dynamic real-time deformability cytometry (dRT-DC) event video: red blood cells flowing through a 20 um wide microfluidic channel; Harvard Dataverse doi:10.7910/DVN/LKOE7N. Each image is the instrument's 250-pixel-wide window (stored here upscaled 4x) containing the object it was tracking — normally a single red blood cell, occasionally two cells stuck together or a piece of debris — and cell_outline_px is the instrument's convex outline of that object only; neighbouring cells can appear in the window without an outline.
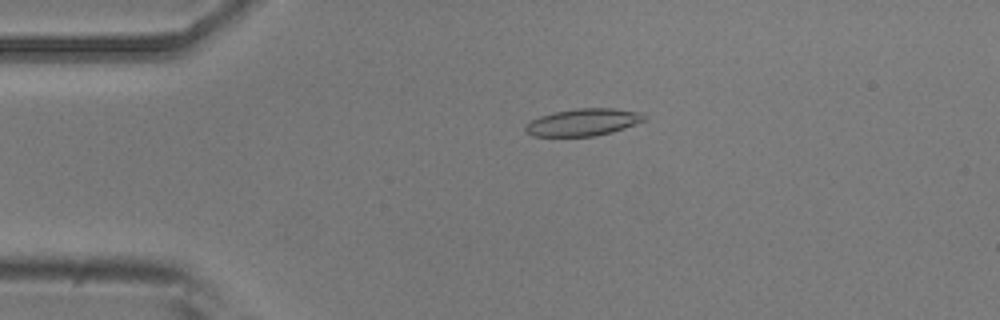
{"species": "common noctule bat (a hibernating species)", "species_latin": "Nyctalus noctula", "temperature_condition": "room temperature", "stored_images_in_passage": 5, "camera_frame_rate_fps": 3000, "um_per_image_px": 0.085, "animal": {"sex": "male", "body_mass_g": 20.5, "forearm_length_mm": 52.5}, "frame": {"image": 1, "passage_image": 4, "time_ms": 3.333, "image_size_px": [1000, 320], "cell_outline_px": [[648, 120], [612, 132], [596, 136], [532, 136], [524, 132], [524, 124], [540, 116], [552, 112], [576, 108], [612, 108], [636, 112], [648, 116]], "centroid_in_image_um": [49.54, 10.39], "position_along_channel_um": 35.5, "area_um2": 19.02}}